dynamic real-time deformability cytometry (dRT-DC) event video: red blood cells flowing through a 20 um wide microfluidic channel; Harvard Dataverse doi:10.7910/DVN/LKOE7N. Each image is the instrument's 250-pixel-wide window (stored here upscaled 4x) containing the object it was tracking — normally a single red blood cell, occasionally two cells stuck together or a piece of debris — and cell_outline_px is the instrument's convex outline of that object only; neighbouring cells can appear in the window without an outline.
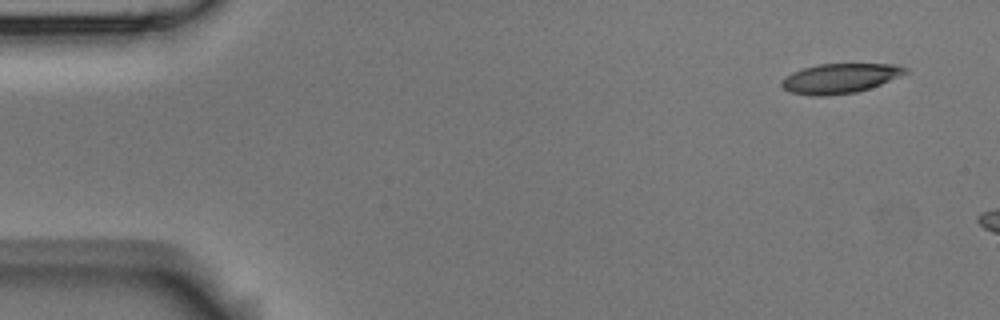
{"species": "Egyptian fruit bat (a non-hibernating species)", "species_latin": "Rousettus aegyptiacus", "temperature_condition": "room temperature", "stored_images_in_passage": 2, "camera_frame_rate_fps": 3000, "um_per_image_px": 0.085, "animal": {"sex": "male"}, "frame": {"image": 1, "passage_image": 1, "time_ms": 0.0, "image_size_px": [1000, 320], "cell_outline_px": [[908, 72], [900, 76], [880, 84], [856, 92], [828, 96], [812, 96], [792, 92], [784, 88], [780, 84], [780, 80], [784, 76], [792, 72], [816, 64], [896, 64], [908, 68]], "centroid_in_image_um": [71.37, 6.65], "position_along_channel_um": 13.6, "area_um2": 21.44}}